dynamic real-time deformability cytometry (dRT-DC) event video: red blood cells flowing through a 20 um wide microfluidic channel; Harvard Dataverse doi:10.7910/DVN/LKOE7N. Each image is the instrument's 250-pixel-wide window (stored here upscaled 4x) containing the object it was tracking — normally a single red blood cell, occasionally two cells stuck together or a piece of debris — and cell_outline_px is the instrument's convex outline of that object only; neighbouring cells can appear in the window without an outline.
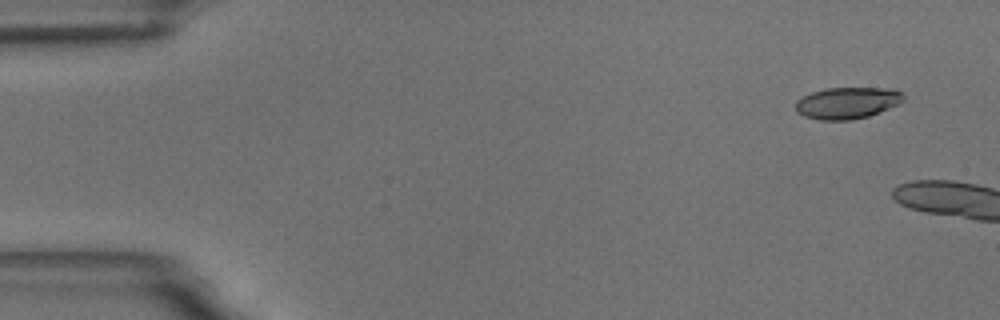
{"species": "common noctule bat (a hibernating species)", "species_latin": "Nyctalus noctula", "temperature_condition": "room temperature", "stored_images_in_passage": 6, "segment_of_instrument_passage": [2, 2], "camera_frame_rate_fps": 3000, "um_per_image_px": 0.085, "animal": {"sex": "male", "body_mass_g": 18.8}, "frame": {"image": 1, "passage_image": 6, "time_ms": 6.667, "image_size_px": [1000, 320], "cell_outline_px": [[904, 100], [900, 104], [868, 116], [852, 120], [820, 120], [804, 116], [796, 112], [796, 100], [812, 92], [828, 88], [892, 88], [900, 92], [904, 96]], "centroid_in_image_um": [72.03, 8.75], "position_along_channel_um": 13.0, "area_um2": 19.88}}